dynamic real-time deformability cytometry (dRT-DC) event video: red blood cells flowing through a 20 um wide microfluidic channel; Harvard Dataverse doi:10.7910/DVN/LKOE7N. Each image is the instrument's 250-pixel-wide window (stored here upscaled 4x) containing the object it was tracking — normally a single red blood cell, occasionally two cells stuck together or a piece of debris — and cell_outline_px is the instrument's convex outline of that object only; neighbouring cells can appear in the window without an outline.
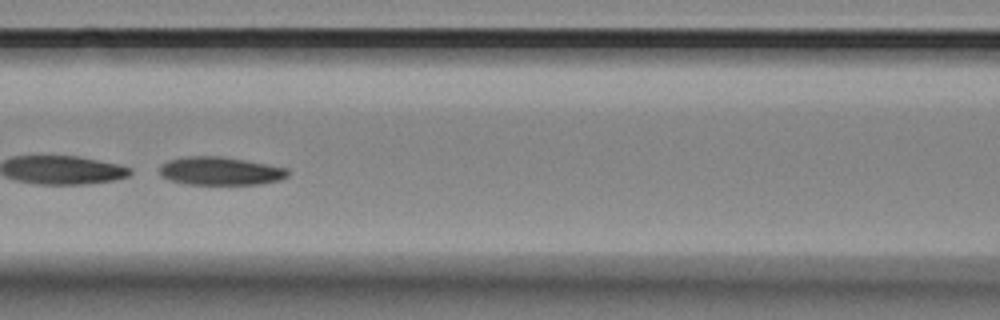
{"species": "Egyptian fruit bat (a non-hibernating species)", "species_latin": "Rousettus aegyptiacus", "temperature_condition": "room temperature", "stored_images_in_passage": 36, "camera_frame_rate_fps": 3000, "um_per_image_px": 0.085, "animal": {"sex": "female"}, "frame": {"image": 1, "passage_image": 11, "time_ms": 3.333, "image_size_px": [1000, 320], "cell_outline_px": [[288, 176], [280, 180], [260, 184], [188, 184], [172, 180], [164, 176], [160, 172], [160, 164], [168, 160], [188, 156], [220, 156], [244, 160], [288, 168]], "centroid_in_image_um": [18.75, 14.53], "position_along_channel_um": 147.9, "area_um2": 20.87}, "authors_computed_cell_mechanics": {"area_um2": 22.0796, "velocity_mm_per_s": 3.4978, "shape_relaxation_time_tau1_ms": 1.3394, "shape_relaxation_time_tau2_ms": 2.5771, "deformation_change_tau1": 0.2671, "deformation_change_tau2": 0.0771}}